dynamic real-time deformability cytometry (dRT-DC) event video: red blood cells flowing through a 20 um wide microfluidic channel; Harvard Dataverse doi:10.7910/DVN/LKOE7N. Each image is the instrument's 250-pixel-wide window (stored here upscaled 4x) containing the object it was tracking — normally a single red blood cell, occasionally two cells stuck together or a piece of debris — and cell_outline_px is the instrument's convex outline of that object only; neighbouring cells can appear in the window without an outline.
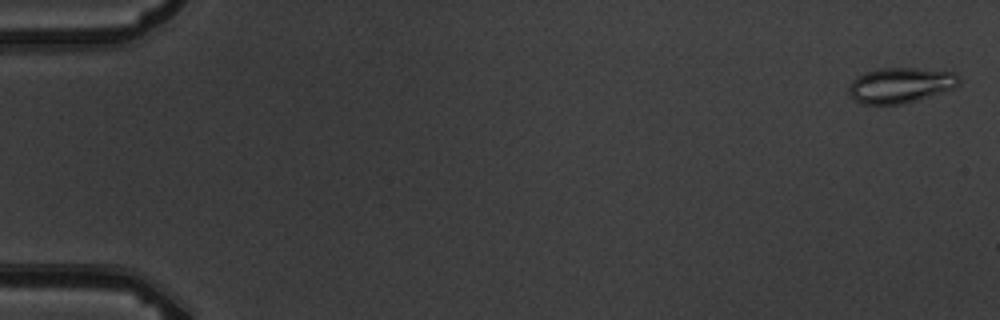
{"species": "common noctule bat (a hibernating species)", "species_latin": "Nyctalus noctula", "temperature_condition": "warm", "stored_images_in_passage": 16, "camera_frame_rate_fps": 3000, "um_per_image_px": 0.085, "animal": {"sex": "male", "body_mass_g": 19.5, "forearm_length_mm": 54.6}, "frame": {"image": 1, "passage_image": 1, "time_ms": 0.0, "image_size_px": [1000, 320], "cell_outline_px": [[960, 84], [956, 88], [904, 104], [860, 104], [848, 92], [848, 88], [852, 80], [856, 76], [864, 72], [880, 68], [916, 68], [956, 72], [960, 76]], "centroid_in_image_um": [76.57, 7.23], "position_along_channel_um": 8.4, "area_um2": 23.0}}
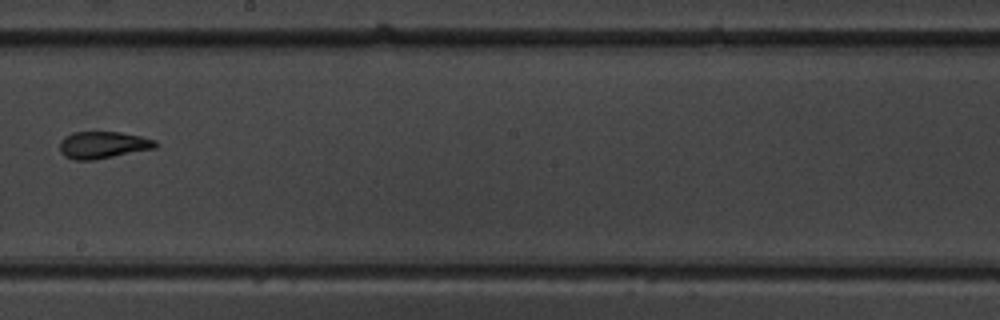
{"frame": {"image": 2, "passage_image": 10, "time_ms": 10.333, "image_size_px": [1000, 320], "cell_outline_px": [[160, 144], [156, 148], [92, 160], [76, 160], [64, 156], [60, 152], [60, 140], [64, 136], [72, 132], [120, 132], [140, 136], [156, 140]], "centroid_in_image_um": [8.75, 12.31], "position_along_channel_um": 239.4, "area_um2": 15.14}}
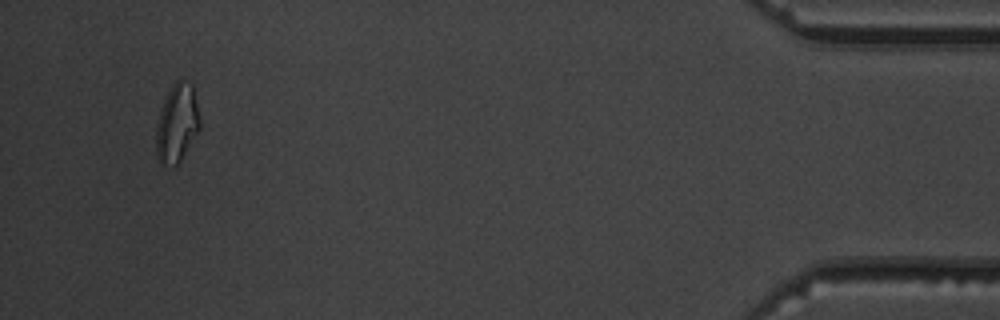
{"frame": {"image": 3, "passage_image": 16, "time_ms": 17.0, "image_size_px": [1000, 320], "cell_outline_px": [[200, 128], [180, 160], [176, 164], [164, 164], [156, 156], [156, 128], [160, 108], [172, 84], [176, 80], [180, 80], [192, 84], [200, 120]], "centroid_in_image_um": [15.03, 10.45], "position_along_channel_um": 420.2, "area_um2": 19.54}, "authors_computed_cell_mechanics": {"area_um2": 16.762, "velocity_mm_per_s": 3.7585, "shape_relaxation_time_tau1_ms": 4.8983, "shape_relaxation_time_tau2_ms": 0.8459, "deformation_change_tau1": 0.2094, "deformation_change_tau2": 0.0933}}